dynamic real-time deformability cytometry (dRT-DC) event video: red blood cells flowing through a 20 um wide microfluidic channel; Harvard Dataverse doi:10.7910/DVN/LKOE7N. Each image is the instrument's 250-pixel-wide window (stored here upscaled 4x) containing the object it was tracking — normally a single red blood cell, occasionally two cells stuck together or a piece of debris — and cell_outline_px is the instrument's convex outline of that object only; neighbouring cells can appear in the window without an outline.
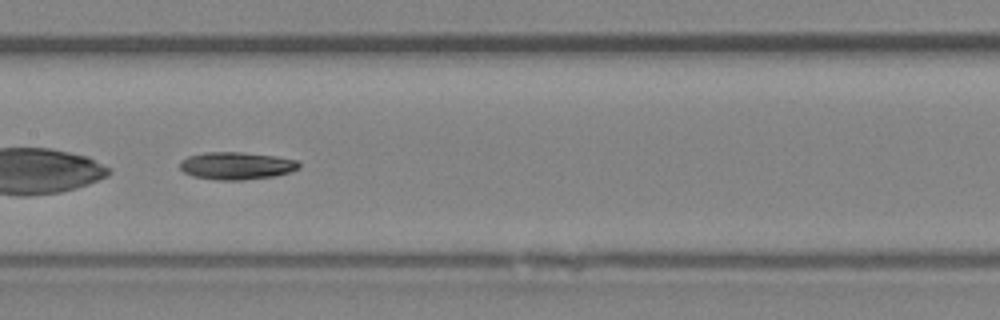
{"species": "Egyptian fruit bat (a non-hibernating species)", "species_latin": "Rousettus aegyptiacus", "temperature_condition": "room temperature", "stored_images_in_passage": 44, "camera_frame_rate_fps": 3000, "um_per_image_px": 0.085, "animal": {"sex": "female"}, "frame": {"image": 1, "passage_image": 22, "time_ms": 7.0, "image_size_px": [1000, 320], "cell_outline_px": [[300, 168], [292, 172], [276, 176], [244, 180], [216, 180], [192, 176], [184, 172], [180, 168], [180, 160], [188, 156], [204, 152], [240, 152], [272, 156], [296, 160], [300, 164]], "centroid_in_image_um": [20.09, 14.1], "position_along_channel_um": 187.3, "area_um2": 19.19}, "authors_computed_cell_mechanics": {"area_um2": 19.2185, "velocity_mm_per_s": 4.4501, "shape_relaxation_time_tau1_ms": 4.2323, "shape_relaxation_time_tau2_ms": null, "deformation_change_tau1": 0.1461, "deformation_change_tau2": null}}